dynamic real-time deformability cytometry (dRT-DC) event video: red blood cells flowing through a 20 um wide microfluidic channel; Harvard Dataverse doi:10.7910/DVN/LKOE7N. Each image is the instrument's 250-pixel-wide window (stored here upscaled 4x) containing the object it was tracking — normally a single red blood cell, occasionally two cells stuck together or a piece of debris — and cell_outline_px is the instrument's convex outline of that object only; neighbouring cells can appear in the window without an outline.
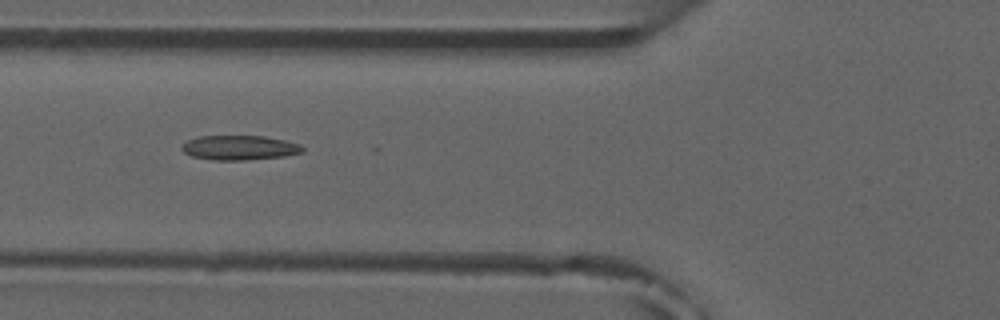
{"species": "common noctule bat (a hibernating species)", "species_latin": "Nyctalus noctula", "temperature_condition": "room temperature", "stored_images_in_passage": 4, "camera_frame_rate_fps": 3000, "um_per_image_px": 0.085, "animal": {"sex": "male", "forearm_length_mm": 52.5}, "frame": {"image": 1, "passage_image": 2, "time_ms": 1.0, "image_size_px": [1000, 320], "cell_outline_px": [[304, 148], [300, 152], [284, 156], [244, 160], [212, 160], [192, 156], [184, 152], [180, 148], [188, 140], [200, 136], [264, 136], [284, 140], [300, 144]], "centroid_in_image_um": [20.33, 12.55], "position_along_channel_um": 105.5, "area_um2": 17.11}}
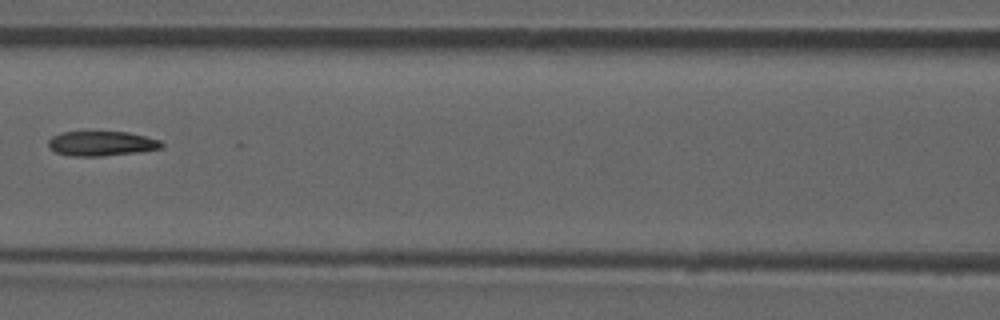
{"frame": {"image": 2, "passage_image": 3, "time_ms": 2.333, "image_size_px": [1000, 320], "cell_outline_px": [[164, 144], [160, 148], [136, 152], [100, 156], [68, 156], [56, 152], [48, 148], [48, 140], [52, 136], [60, 132], [128, 132], [160, 140]], "centroid_in_image_um": [8.57, 12.2], "position_along_channel_um": 158.0, "area_um2": 16.24}}